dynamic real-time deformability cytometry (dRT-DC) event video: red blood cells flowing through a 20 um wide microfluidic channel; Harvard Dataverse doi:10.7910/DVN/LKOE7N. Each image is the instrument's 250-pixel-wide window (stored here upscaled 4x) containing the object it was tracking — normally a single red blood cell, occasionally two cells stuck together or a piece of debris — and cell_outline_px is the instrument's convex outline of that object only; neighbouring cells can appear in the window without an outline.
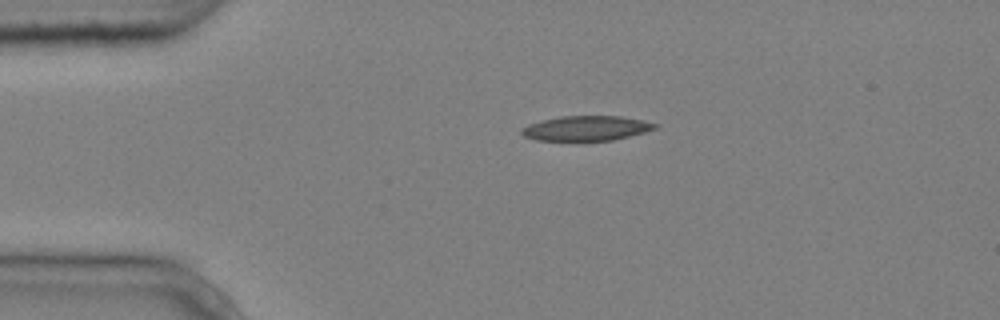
{"species": "common noctule bat (a hibernating species)", "species_latin": "Nyctalus noctula", "temperature_condition": "cold", "stored_images_in_passage": 2, "camera_frame_rate_fps": 3000, "um_per_image_px": 0.085, "animal": {"sex": "male", "body_mass_g": 20.4}, "frame": {"image": 1, "passage_image": 1, "time_ms": 0.0, "image_size_px": [1000, 320], "cell_outline_px": [[660, 124], [656, 128], [644, 132], [612, 140], [536, 140], [524, 136], [520, 132], [520, 128], [528, 124], [540, 120], [560, 116], [620, 116], [644, 120]], "centroid_in_image_um": [49.81, 10.89], "position_along_channel_um": 35.2, "area_um2": 19.31}}